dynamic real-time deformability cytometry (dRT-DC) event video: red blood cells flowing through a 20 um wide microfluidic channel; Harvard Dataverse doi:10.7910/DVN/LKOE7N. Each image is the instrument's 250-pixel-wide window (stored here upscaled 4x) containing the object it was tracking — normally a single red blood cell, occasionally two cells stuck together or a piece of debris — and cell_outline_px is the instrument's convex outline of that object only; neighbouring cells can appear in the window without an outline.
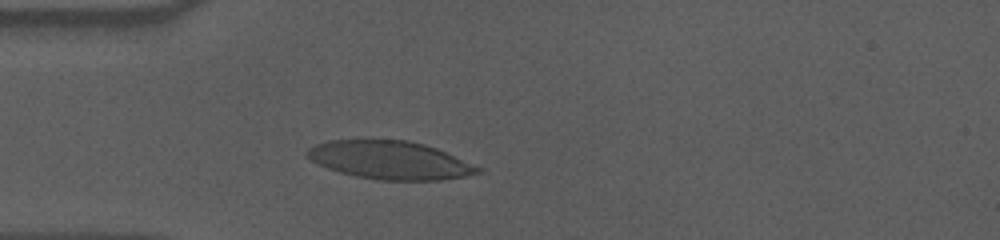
{"species": "human", "species_latin": "Homo sapiens", "temperature_condition": "cold", "stored_images_in_passage": 41, "camera_frame_rate_fps": 3000, "um_per_image_px": 0.085, "donor": {"sex": "male"}, "frame": {"image": 1, "passage_image": 10, "time_ms": 3.0, "image_size_px": [1000, 240], "cell_outline_px": [[484, 172], [464, 176], [440, 180], [376, 180], [356, 176], [340, 172], [316, 164], [304, 152], [308, 148], [316, 144], [328, 140], [408, 140], [424, 144], [436, 148], [484, 168]], "centroid_in_image_um": [33.16, 13.61], "position_along_channel_um": 51.8, "area_um2": 38.03}}
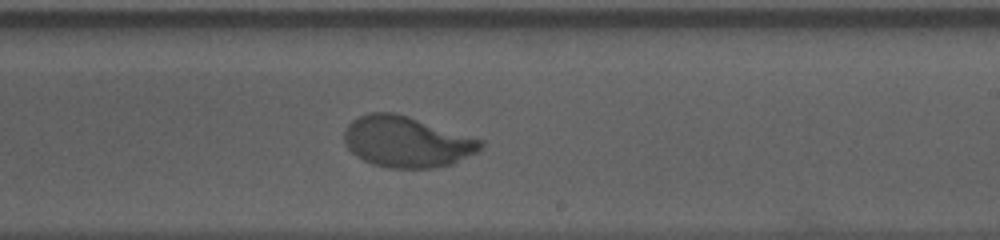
{"frame": {"image": 2, "passage_image": 28, "time_ms": 9.0, "image_size_px": [1000, 240], "cell_outline_px": [[484, 144], [476, 152], [452, 164], [432, 168], [388, 168], [372, 164], [356, 156], [348, 148], [344, 140], [344, 128], [352, 120], [360, 116], [372, 112], [392, 112], [408, 116], [484, 140]], "centroid_in_image_um": [34.55, 12.05], "position_along_channel_um": 254.4, "area_um2": 40.46}}
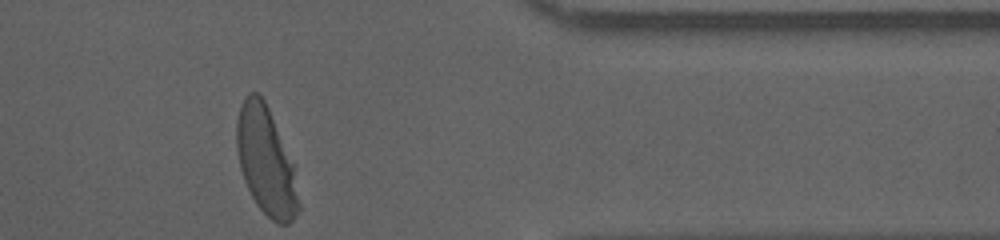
{"frame": {"image": 3, "passage_image": 41, "time_ms": 13.333, "image_size_px": [1000, 240], "cell_outline_px": [[300, 208], [292, 220], [288, 224], [276, 224], [256, 204], [244, 180], [240, 168], [236, 148], [236, 120], [240, 108], [248, 92], [256, 92], [264, 100], [268, 108], [292, 164], [300, 204]], "centroid_in_image_um": [22.58, 13.72], "position_along_channel_um": 388.8, "area_um2": 38.21}, "authors_computed_cell_mechanics": {"area_um2": 39.9976, "velocity_mm_per_s": 3.5363, "shape_relaxation_time_tau1_ms": 3.5568, "shape_relaxation_time_tau2_ms": null, "deformation_change_tau1": 0.1939, "deformation_change_tau2": null}}